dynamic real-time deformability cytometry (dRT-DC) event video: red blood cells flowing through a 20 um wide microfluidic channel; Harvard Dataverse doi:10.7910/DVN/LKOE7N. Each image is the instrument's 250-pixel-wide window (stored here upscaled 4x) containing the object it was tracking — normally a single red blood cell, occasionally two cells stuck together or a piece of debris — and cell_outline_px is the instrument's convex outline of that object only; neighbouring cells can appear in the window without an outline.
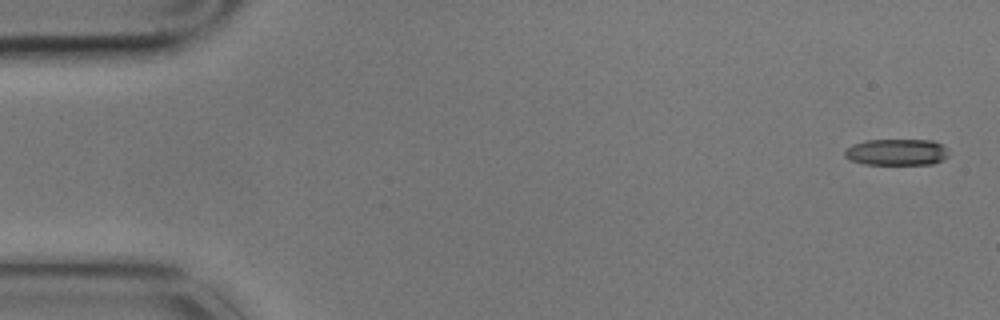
{"species": "common noctule bat (a hibernating species)", "species_latin": "Nyctalus noctula", "temperature_condition": "cold", "stored_images_in_passage": 3, "camera_frame_rate_fps": 3000, "um_per_image_px": 0.085, "animal": {"sex": "male", "body_mass_g": 17.9}, "frame": {"image": 1, "passage_image": 1, "time_ms": 0.0, "image_size_px": [1000, 320], "cell_outline_px": [[948, 156], [944, 160], [932, 164], [864, 164], [852, 160], [844, 156], [844, 152], [852, 144], [868, 140], [932, 140], [940, 144], [948, 152]], "centroid_in_image_um": [76.22, 12.93], "position_along_channel_um": 8.8, "area_um2": 15.9}}
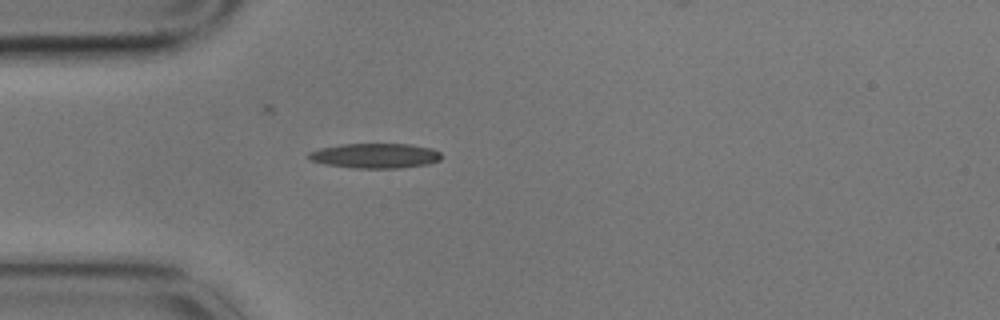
{"frame": {"image": 2, "passage_image": 3, "time_ms": 0.667, "image_size_px": [1000, 320], "cell_outline_px": [[444, 156], [440, 160], [428, 164], [400, 168], [352, 168], [324, 164], [312, 160], [308, 156], [308, 152], [320, 148], [340, 144], [412, 144], [432, 148], [440, 152]], "centroid_in_image_um": [31.93, 13.23], "position_along_channel_um": 53.1, "area_um2": 19.42}}